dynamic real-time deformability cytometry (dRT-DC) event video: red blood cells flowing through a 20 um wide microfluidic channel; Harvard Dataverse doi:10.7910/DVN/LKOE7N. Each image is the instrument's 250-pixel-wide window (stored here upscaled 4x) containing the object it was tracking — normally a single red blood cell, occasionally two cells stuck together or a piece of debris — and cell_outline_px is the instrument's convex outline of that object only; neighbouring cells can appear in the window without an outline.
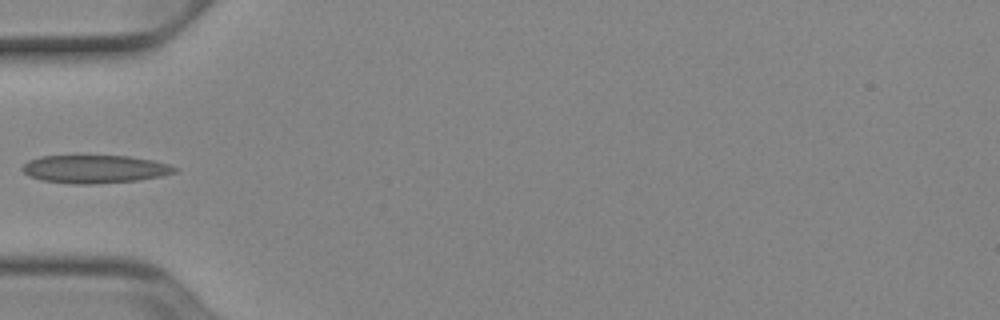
{"species": "Egyptian fruit bat (a non-hibernating species)", "species_latin": "Rousettus aegyptiacus", "temperature_condition": "cold", "stored_images_in_passage": 35, "camera_frame_rate_fps": 3000, "um_per_image_px": 0.085, "animal": {"sex": "female"}, "frame": {"image": 1, "passage_image": 1, "time_ms": 0.0, "image_size_px": [1000, 320], "cell_outline_px": [[180, 168], [176, 172], [164, 176], [140, 180], [92, 184], [72, 184], [40, 180], [28, 176], [20, 168], [28, 160], [40, 156], [128, 156], [152, 160], [168, 164]], "centroid_in_image_um": [8.06, 14.38], "position_along_channel_um": 76.9, "area_um2": 25.14}}
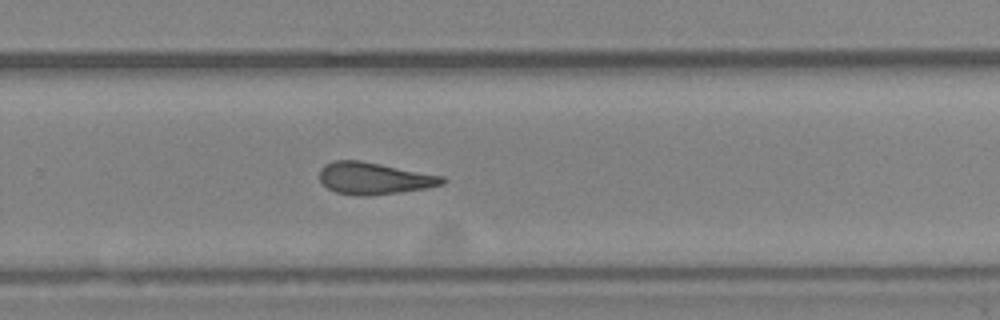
{"frame": {"image": 2, "passage_image": 18, "time_ms": 5.667, "image_size_px": [1000, 320], "cell_outline_px": [[448, 180], [444, 184], [428, 188], [400, 192], [368, 196], [356, 196], [336, 192], [328, 188], [320, 180], [320, 168], [324, 164], [332, 160], [360, 160], [444, 176]], "centroid_in_image_um": [31.81, 15.16], "position_along_channel_um": 298.0, "area_um2": 23.06}}
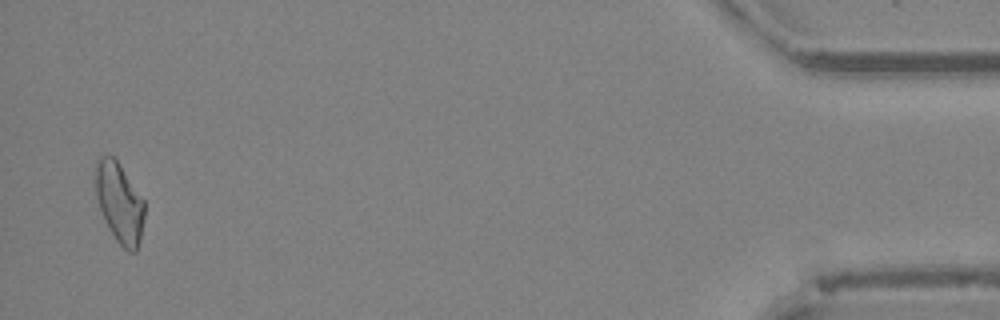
{"frame": {"image": 3, "passage_image": 34, "time_ms": 11.0, "image_size_px": [1000, 320], "cell_outline_px": [[144, 220], [136, 252], [128, 252], [116, 240], [108, 228], [104, 220], [96, 196], [96, 164], [100, 156], [112, 156], [116, 160], [144, 200]], "centroid_in_image_um": [10.15, 17.26], "position_along_channel_um": 425.0, "area_um2": 22.43}}